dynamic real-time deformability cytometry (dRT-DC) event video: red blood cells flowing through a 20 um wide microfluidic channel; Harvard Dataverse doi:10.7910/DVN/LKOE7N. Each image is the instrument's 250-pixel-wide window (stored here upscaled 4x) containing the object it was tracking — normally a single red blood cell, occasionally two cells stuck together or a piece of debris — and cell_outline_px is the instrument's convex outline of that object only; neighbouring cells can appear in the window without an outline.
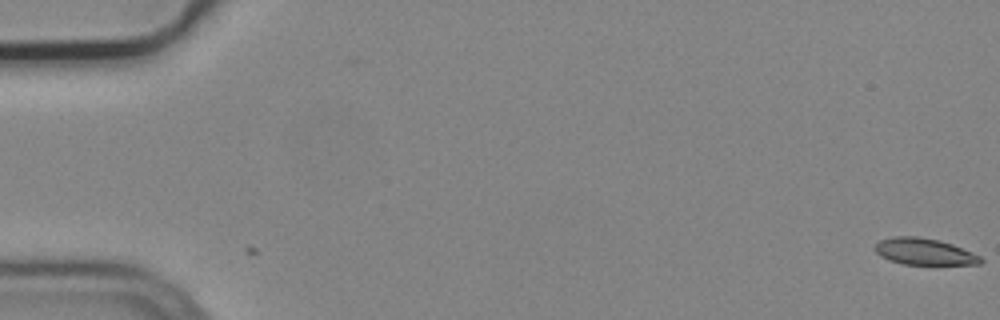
{"species": "common noctule bat (a hibernating species)", "species_latin": "Nyctalus noctula", "temperature_condition": "cold", "stored_images_in_passage": 5, "camera_frame_rate_fps": 3000, "um_per_image_px": 0.085, "animal": {"sex": "male", "body_mass_g": 19.2, "forearm_length_mm": 51.8}, "frame": {"image": 1, "passage_image": 1, "time_ms": 0.0, "image_size_px": [1000, 320], "cell_outline_px": [[984, 260], [980, 264], [900, 264], [888, 260], [880, 256], [876, 252], [876, 244], [880, 240], [892, 236], [916, 236], [940, 240], [952, 244], [972, 252], [980, 256]], "centroid_in_image_um": [78.55, 21.38], "position_along_channel_um": 6.4, "area_um2": 16.36}}
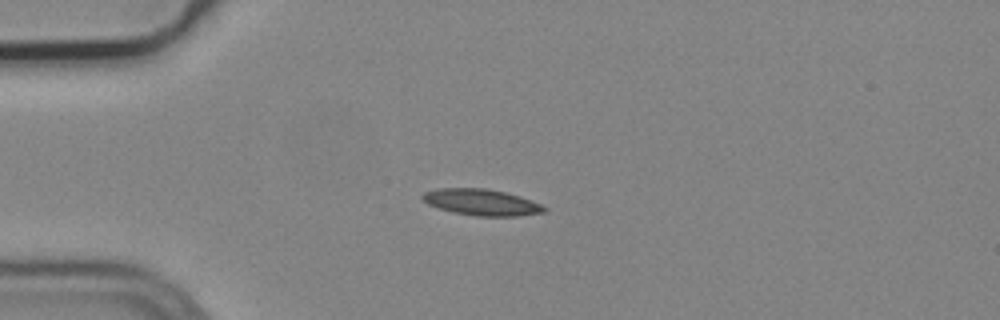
{"frame": {"image": 2, "passage_image": 5, "time_ms": 1.333, "image_size_px": [1000, 320], "cell_outline_px": [[548, 208], [544, 212], [516, 216], [476, 216], [452, 212], [428, 204], [420, 196], [424, 192], [436, 188], [484, 188], [504, 192], [520, 196], [540, 204]], "centroid_in_image_um": [40.91, 17.19], "position_along_channel_um": 44.1, "area_um2": 18.55}}